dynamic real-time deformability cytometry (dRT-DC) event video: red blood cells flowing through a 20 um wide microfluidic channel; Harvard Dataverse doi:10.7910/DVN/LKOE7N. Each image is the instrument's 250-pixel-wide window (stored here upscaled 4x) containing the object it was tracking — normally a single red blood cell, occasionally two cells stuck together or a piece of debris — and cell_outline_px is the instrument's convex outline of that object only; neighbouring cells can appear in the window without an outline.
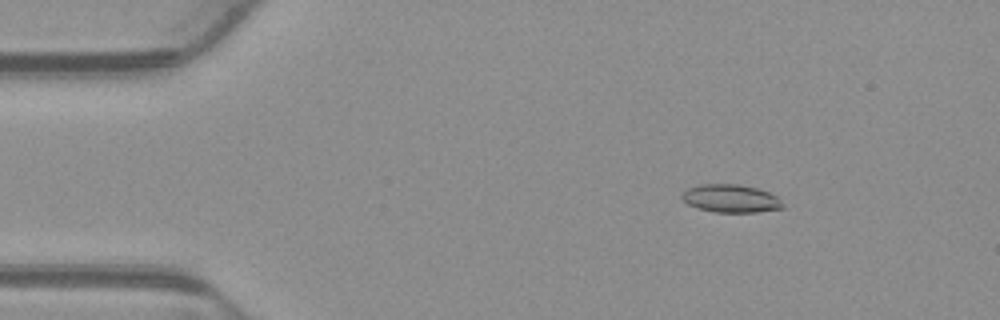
{"species": "common noctule bat (a hibernating species)", "species_latin": "Nyctalus noctula", "temperature_condition": "warm", "stored_images_in_passage": 53, "camera_frame_rate_fps": 3000, "um_per_image_px": 0.085, "animal": {"sex": "male", "body_mass_g": 23.1, "forearm_length_mm": 52.7}, "frame": {"image": 1, "passage_image": 8, "time_ms": 2.333, "image_size_px": [1000, 320], "cell_outline_px": [[784, 208], [756, 212], [712, 212], [696, 208], [688, 204], [680, 196], [688, 188], [700, 184], [740, 184], [756, 188], [768, 192], [776, 196], [780, 200]], "centroid_in_image_um": [62.09, 16.87], "position_along_channel_um": 22.9, "area_um2": 16.42}}
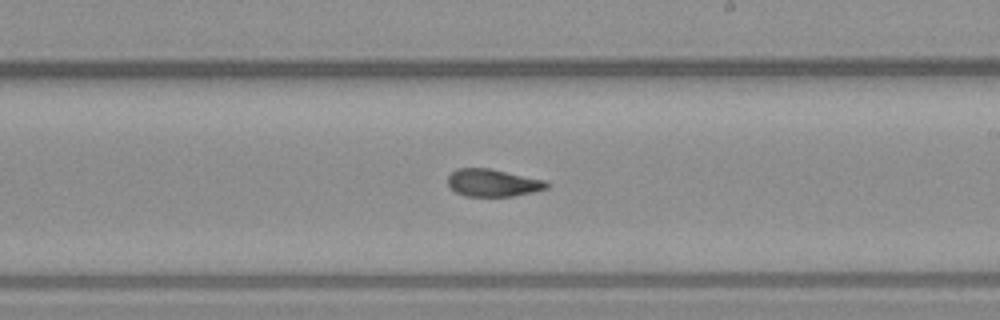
{"frame": {"image": 2, "passage_image": 31, "time_ms": 10.0, "image_size_px": [1000, 320], "cell_outline_px": [[552, 184], [548, 188], [532, 192], [512, 196], [464, 196], [456, 192], [448, 184], [448, 176], [456, 168], [492, 168], [544, 180]], "centroid_in_image_um": [41.91, 15.53], "position_along_channel_um": 247.1, "area_um2": 15.9}}
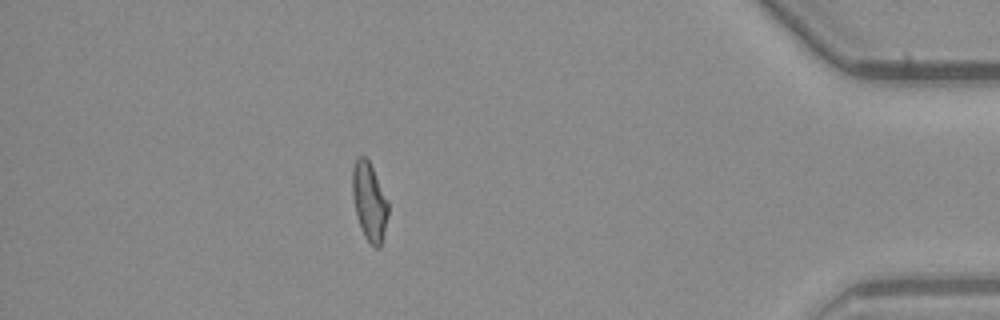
{"frame": {"image": 3, "passage_image": 47, "time_ms": 15.333, "image_size_px": [1000, 320], "cell_outline_px": [[388, 216], [380, 248], [376, 248], [364, 236], [360, 228], [356, 212], [352, 192], [352, 168], [356, 156], [364, 156], [368, 160], [388, 200]], "centroid_in_image_um": [31.39, 17.12], "position_along_channel_um": 403.8, "area_um2": 16.18}, "authors_computed_cell_mechanics": {"area_um2": 16.2418, "velocity_mm_per_s": 3.8873, "shape_relaxation_time_tau1_ms": null, "shape_relaxation_time_tau2_ms": 3.0401, "deformation_change_tau1": null, "deformation_change_tau2": 0.096}}